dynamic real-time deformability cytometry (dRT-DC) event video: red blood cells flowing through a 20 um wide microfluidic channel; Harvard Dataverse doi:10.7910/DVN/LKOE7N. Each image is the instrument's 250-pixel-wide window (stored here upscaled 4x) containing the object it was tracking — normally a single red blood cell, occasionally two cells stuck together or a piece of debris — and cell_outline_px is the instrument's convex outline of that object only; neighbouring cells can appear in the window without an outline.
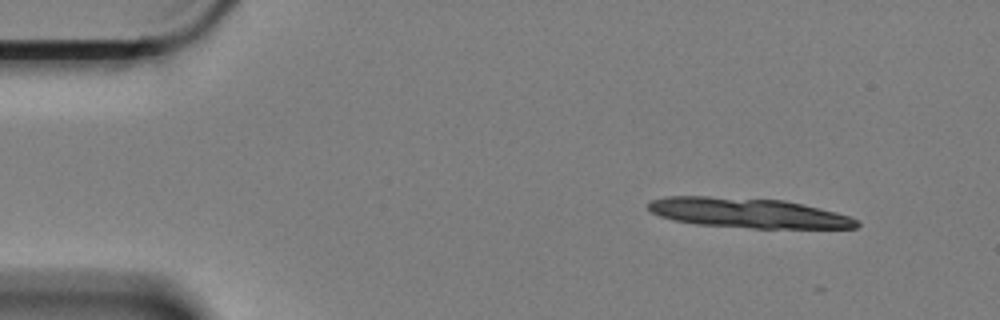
{"species": "Egyptian fruit bat (a non-hibernating species)", "species_latin": "Rousettus aegyptiacus", "temperature_condition": "cold", "stored_images_in_passage": 11, "camera_frame_rate_fps": 3000, "um_per_image_px": 0.085, "animal": {"sex": "female"}, "frame": {"image": 1, "passage_image": 1, "time_ms": 0.0, "image_size_px": [1000, 320], "cell_outline_px": [[860, 224], [856, 228], [752, 228], [696, 224], [676, 220], [660, 216], [652, 212], [648, 208], [648, 204], [652, 200], [668, 196], [708, 196], [784, 200], [836, 212], [860, 220]], "centroid_in_image_um": [63.61, 18.1], "position_along_channel_um": 21.4, "area_um2": 36.07}}